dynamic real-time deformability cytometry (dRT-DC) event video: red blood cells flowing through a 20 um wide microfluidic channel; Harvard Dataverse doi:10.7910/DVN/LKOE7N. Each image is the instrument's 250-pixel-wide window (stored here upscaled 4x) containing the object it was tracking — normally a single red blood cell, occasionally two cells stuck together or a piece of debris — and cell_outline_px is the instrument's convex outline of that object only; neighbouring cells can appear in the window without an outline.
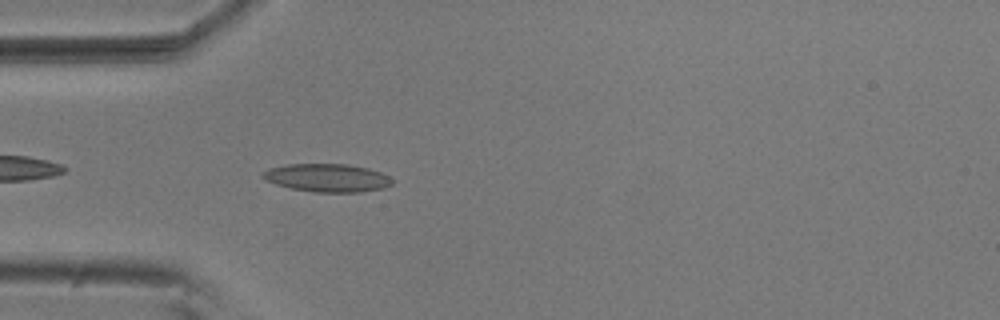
{"species": "common noctule bat (a hibernating species)", "species_latin": "Nyctalus noctula", "temperature_condition": "room temperature", "stored_images_in_passage": 41, "camera_frame_rate_fps": 3000, "um_per_image_px": 0.085, "animal": {"sex": "male", "body_mass_g": 20.5, "forearm_length_mm": 52.5}, "frame": {"image": 1, "passage_image": 3, "time_ms": 0.667, "image_size_px": [1000, 320], "cell_outline_px": [[396, 180], [392, 184], [384, 188], [360, 192], [312, 192], [292, 188], [276, 184], [264, 180], [260, 176], [260, 172], [268, 168], [288, 164], [348, 164], [368, 168], [380, 172]], "centroid_in_image_um": [27.8, 15.11], "position_along_channel_um": 57.2, "area_um2": 21.44}}
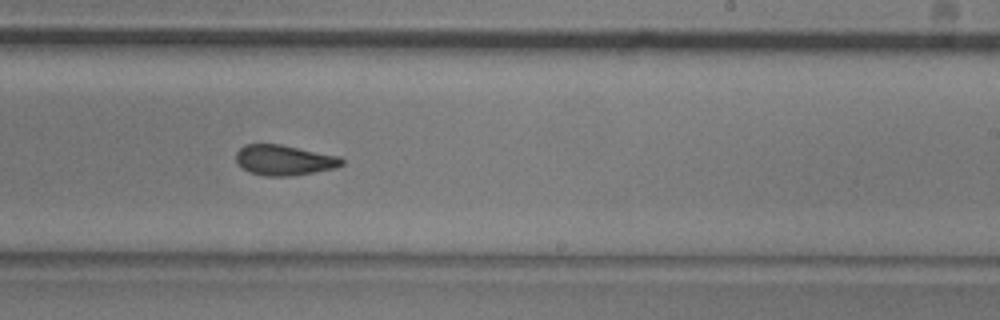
{"frame": {"image": 2, "passage_image": 20, "time_ms": 6.333, "image_size_px": [1000, 320], "cell_outline_px": [[344, 164], [336, 168], [292, 176], [264, 176], [248, 172], [236, 164], [236, 152], [244, 144], [280, 144], [340, 156], [344, 160]], "centroid_in_image_um": [24.14, 13.61], "position_along_channel_um": 264.9, "area_um2": 18.96}}
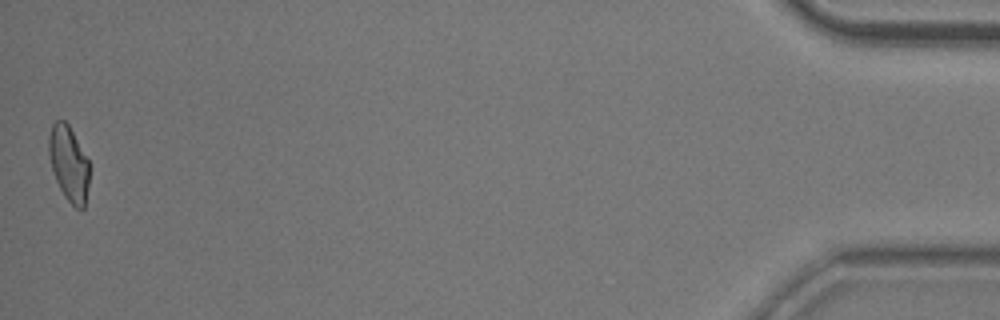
{"frame": {"image": 3, "passage_image": 41, "time_ms": 13.333, "image_size_px": [1000, 320], "cell_outline_px": [[88, 184], [84, 208], [76, 208], [64, 196], [56, 180], [52, 168], [48, 152], [48, 136], [52, 124], [56, 120], [64, 120], [68, 124], [88, 160]], "centroid_in_image_um": [5.82, 13.88], "position_along_channel_um": 429.4, "area_um2": 17.46}, "authors_computed_cell_mechanics": {"area_um2": 19.0162, "velocity_mm_per_s": 3.7126, "shape_relaxation_time_tau1_ms": null, "shape_relaxation_time_tau2_ms": 2.6024, "deformation_change_tau1": null, "deformation_change_tau2": 0.0913}}